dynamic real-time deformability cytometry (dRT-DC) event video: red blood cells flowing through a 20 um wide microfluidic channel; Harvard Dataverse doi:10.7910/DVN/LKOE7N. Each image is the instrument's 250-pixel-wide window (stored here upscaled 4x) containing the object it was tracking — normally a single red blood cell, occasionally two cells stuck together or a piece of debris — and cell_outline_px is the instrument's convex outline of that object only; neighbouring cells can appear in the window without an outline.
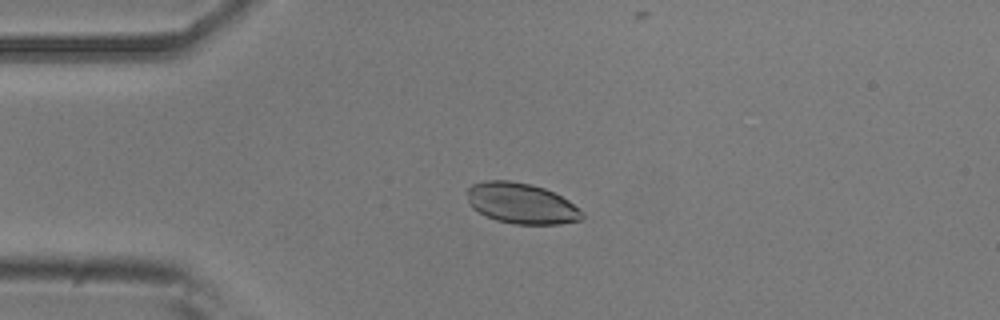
{"species": "common noctule bat (a hibernating species)", "species_latin": "Nyctalus noctula", "temperature_condition": "room temperature", "stored_images_in_passage": 20, "camera_frame_rate_fps": 3000, "um_per_image_px": 0.085, "animal": {"sex": "male", "body_mass_g": 20.5, "forearm_length_mm": 52.5}, "frame": {"image": 1, "passage_image": 12, "time_ms": 3.667, "image_size_px": [1000, 320], "cell_outline_px": [[584, 216], [580, 220], [560, 224], [516, 224], [496, 220], [472, 208], [468, 204], [468, 188], [472, 184], [484, 180], [508, 180], [532, 184], [544, 188], [568, 200], [580, 208], [584, 212]], "centroid_in_image_um": [44.32, 17.28], "position_along_channel_um": 40.7, "area_um2": 27.28}}
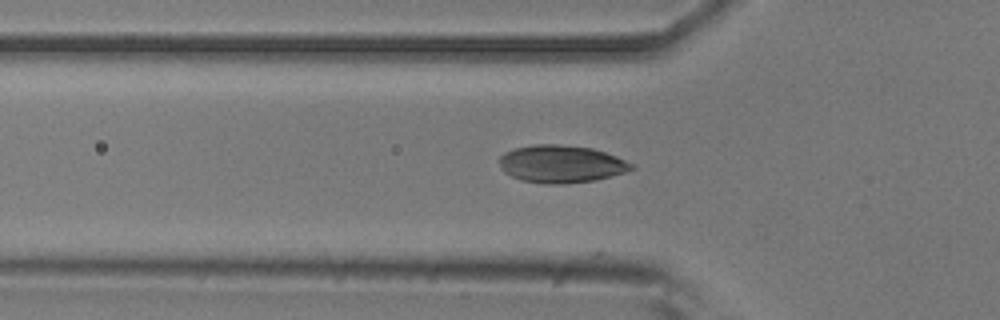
{"frame": {"image": 2, "passage_image": 17, "time_ms": 5.333, "image_size_px": [1000, 320], "cell_outline_px": [[636, 168], [624, 172], [596, 180], [560, 184], [544, 184], [520, 180], [504, 172], [500, 168], [500, 156], [504, 152], [512, 148], [536, 144], [556, 144], [592, 148], [616, 156], [632, 164]], "centroid_in_image_um": [47.66, 13.94], "position_along_channel_um": 78.1, "area_um2": 28.9}}